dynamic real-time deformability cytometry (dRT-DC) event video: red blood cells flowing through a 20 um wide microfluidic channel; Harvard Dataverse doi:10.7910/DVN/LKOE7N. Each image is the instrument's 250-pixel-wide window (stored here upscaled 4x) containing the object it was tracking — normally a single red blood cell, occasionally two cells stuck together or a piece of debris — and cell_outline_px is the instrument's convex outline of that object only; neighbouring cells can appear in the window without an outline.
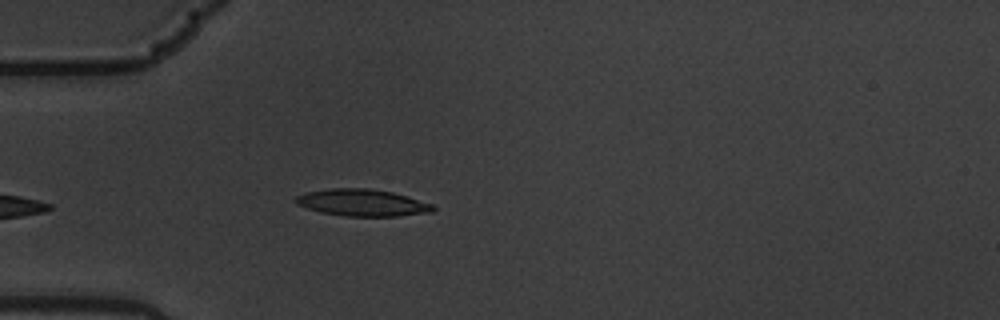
{"species": "common noctule bat (a hibernating species)", "species_latin": "Nyctalus noctula", "temperature_condition": "warm", "stored_images_in_passage": 4, "camera_frame_rate_fps": 3000, "um_per_image_px": 0.085, "animal": {"sex": "male", "body_mass_g": 19.5, "forearm_length_mm": 54.6}, "frame": {"image": 1, "passage_image": 4, "time_ms": 1.0, "image_size_px": [1000, 320], "cell_outline_px": [[436, 208], [432, 212], [396, 216], [344, 216], [320, 212], [296, 204], [292, 200], [296, 196], [304, 192], [332, 188], [368, 188], [392, 192], [408, 196], [432, 204]], "centroid_in_image_um": [30.76, 17.22], "position_along_channel_um": 54.2, "area_um2": 21.62}}